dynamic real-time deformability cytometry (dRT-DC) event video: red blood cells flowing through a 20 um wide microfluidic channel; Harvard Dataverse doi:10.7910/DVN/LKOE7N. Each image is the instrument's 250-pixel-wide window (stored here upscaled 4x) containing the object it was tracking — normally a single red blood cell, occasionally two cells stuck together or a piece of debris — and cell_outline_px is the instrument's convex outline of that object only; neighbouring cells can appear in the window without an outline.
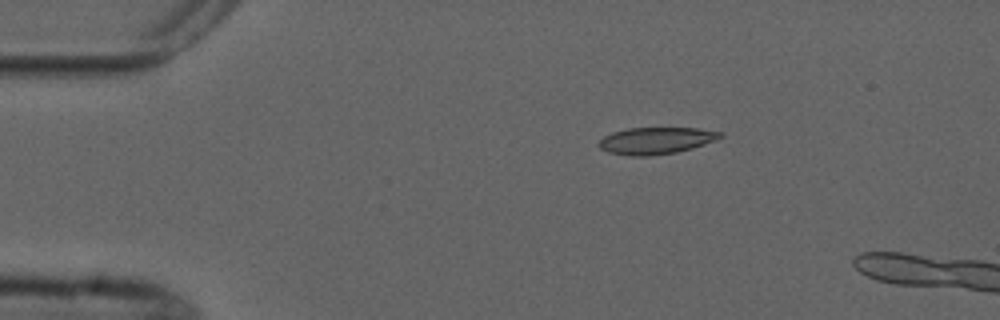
{"species": "common noctule bat (a hibernating species)", "species_latin": "Nyctalus noctula", "temperature_condition": "cold", "stored_images_in_passage": 3, "camera_frame_rate_fps": 3000, "um_per_image_px": 0.085, "animal": {"sex": "male", "forearm_length_mm": 52.5}, "frame": {"image": 1, "passage_image": 2, "time_ms": 1.333, "image_size_px": [1000, 320], "cell_outline_px": [[724, 136], [716, 140], [692, 148], [676, 152], [648, 156], [632, 156], [608, 152], [600, 148], [596, 144], [604, 136], [612, 132], [628, 128], [696, 128], [724, 132]], "centroid_in_image_um": [55.76, 11.95], "position_along_channel_um": 29.2, "area_um2": 19.02}}